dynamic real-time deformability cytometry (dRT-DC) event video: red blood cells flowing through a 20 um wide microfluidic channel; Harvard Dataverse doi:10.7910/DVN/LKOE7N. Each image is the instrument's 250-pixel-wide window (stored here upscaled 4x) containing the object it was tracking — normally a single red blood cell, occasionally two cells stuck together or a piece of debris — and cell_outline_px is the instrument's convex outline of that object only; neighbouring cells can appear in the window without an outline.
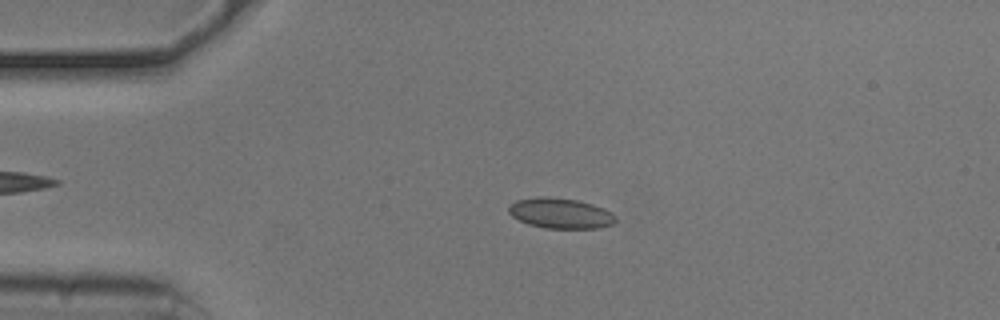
{"species": "common noctule bat (a hibernating species)", "species_latin": "Nyctalus noctula", "temperature_condition": "cold", "stored_images_in_passage": 53, "camera_frame_rate_fps": 3000, "um_per_image_px": 0.085, "animal": {"sex": "male", "body_mass_g": 20.5, "forearm_length_mm": 52.5}, "frame": {"image": 1, "passage_image": 11, "time_ms": 3.333, "image_size_px": [1000, 320], "cell_outline_px": [[616, 220], [612, 224], [600, 228], [544, 228], [528, 224], [512, 216], [508, 212], [508, 208], [516, 200], [540, 196], [548, 196], [576, 200], [592, 204], [604, 208], [612, 212], [616, 216]], "centroid_in_image_um": [47.65, 18.12], "position_along_channel_um": 37.3, "area_um2": 18.96}}
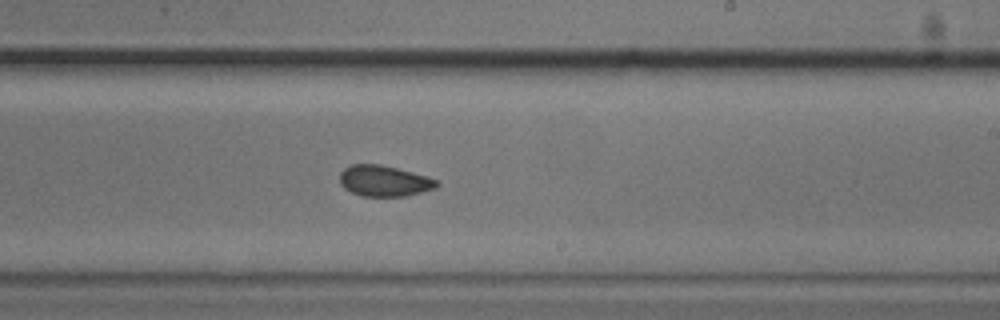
{"frame": {"image": 2, "passage_image": 31, "time_ms": 10.0, "image_size_px": [1000, 320], "cell_outline_px": [[440, 184], [436, 188], [404, 196], [360, 196], [344, 188], [340, 184], [340, 172], [344, 168], [352, 164], [380, 164], [428, 176], [436, 180]], "centroid_in_image_um": [32.64, 15.37], "position_along_channel_um": 256.4, "area_um2": 17.46}}
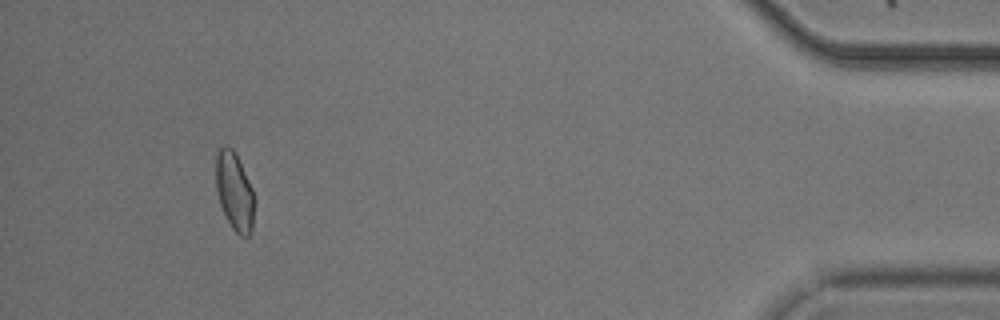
{"frame": {"image": 3, "passage_image": 49, "time_ms": 16.0, "image_size_px": [1000, 320], "cell_outline_px": [[252, 232], [248, 236], [240, 236], [232, 228], [220, 204], [216, 188], [216, 156], [220, 148], [224, 144], [228, 144], [232, 148], [252, 188]], "centroid_in_image_um": [19.89, 16.25], "position_along_channel_um": 415.3, "area_um2": 16.94}, "authors_computed_cell_mechanics": {"area_um2": 18.0336, "velocity_mm_per_s": 3.7495, "shape_relaxation_time_tau1_ms": 5.0071, "shape_relaxation_time_tau2_ms": 1.5254, "deformation_change_tau1": 0.0879, "deformation_change_tau2": 0.0444}}